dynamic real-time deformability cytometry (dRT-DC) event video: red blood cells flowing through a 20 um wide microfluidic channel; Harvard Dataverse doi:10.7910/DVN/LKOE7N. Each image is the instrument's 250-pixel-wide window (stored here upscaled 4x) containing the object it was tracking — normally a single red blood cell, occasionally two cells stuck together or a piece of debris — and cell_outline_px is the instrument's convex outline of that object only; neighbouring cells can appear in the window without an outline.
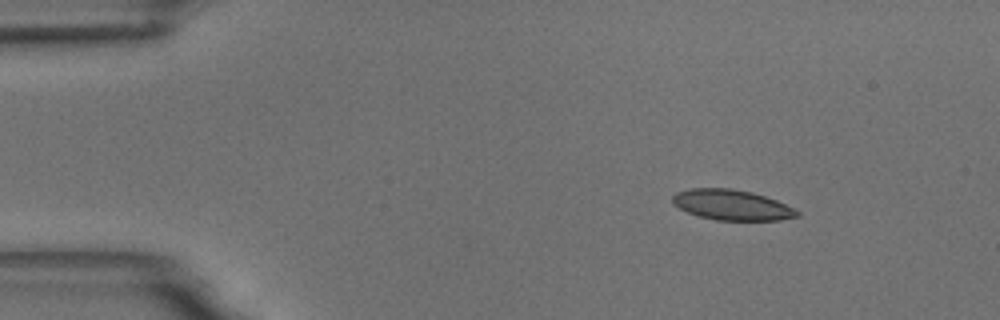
{"species": "common noctule bat (a hibernating species)", "species_latin": "Nyctalus noctula", "temperature_condition": "room temperature", "stored_images_in_passage": 8, "camera_frame_rate_fps": 3000, "um_per_image_px": 0.085, "animal": {"sex": "male", "body_mass_g": 18.8}, "frame": {"image": 1, "passage_image": 1, "time_ms": 0.0, "image_size_px": [1000, 320], "cell_outline_px": [[800, 216], [780, 220], [716, 220], [700, 216], [688, 212], [672, 204], [672, 196], [676, 192], [692, 188], [732, 188], [752, 192], [776, 200], [800, 212]], "centroid_in_image_um": [62.19, 17.41], "position_along_channel_um": 22.8, "area_um2": 21.96}}